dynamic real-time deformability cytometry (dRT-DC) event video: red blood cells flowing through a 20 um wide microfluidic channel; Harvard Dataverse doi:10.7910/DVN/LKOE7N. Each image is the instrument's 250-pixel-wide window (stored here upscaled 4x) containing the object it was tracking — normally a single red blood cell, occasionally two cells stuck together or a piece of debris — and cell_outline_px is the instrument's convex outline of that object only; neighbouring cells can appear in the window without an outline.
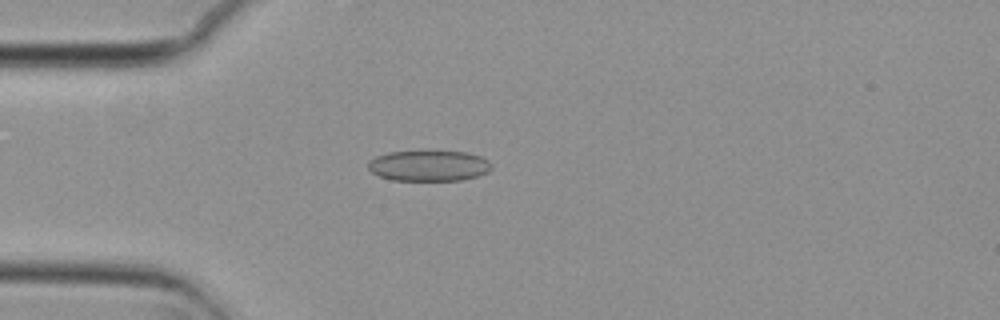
{"species": "common noctule bat (a hibernating species)", "species_latin": "Nyctalus noctula", "temperature_condition": "cold", "stored_images_in_passage": 55, "camera_frame_rate_fps": 3000, "um_per_image_px": 0.085, "animal": {"sex": "female", "body_mass_g": 29.2, "forearm_length_mm": 56.3}, "frame": {"image": 1, "passage_image": 15, "time_ms": 4.667, "image_size_px": [1000, 320], "cell_outline_px": [[492, 168], [488, 172], [476, 176], [460, 180], [392, 180], [380, 176], [372, 172], [368, 168], [368, 160], [376, 156], [388, 152], [464, 152], [480, 156], [488, 160], [492, 164]], "centroid_in_image_um": [36.44, 14.09], "position_along_channel_um": 48.6, "area_um2": 21.85}}
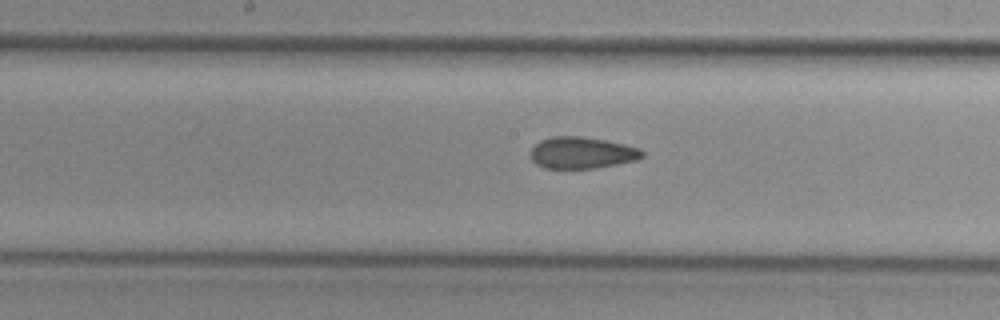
{"frame": {"image": 2, "passage_image": 28, "time_ms": 9.0, "image_size_px": [1000, 320], "cell_outline_px": [[644, 156], [636, 160], [596, 168], [544, 168], [536, 164], [532, 160], [532, 148], [540, 140], [552, 136], [580, 136], [604, 140], [624, 144], [640, 148], [644, 152]], "centroid_in_image_um": [49.47, 12.98], "position_along_channel_um": 198.7, "area_um2": 20.46}}
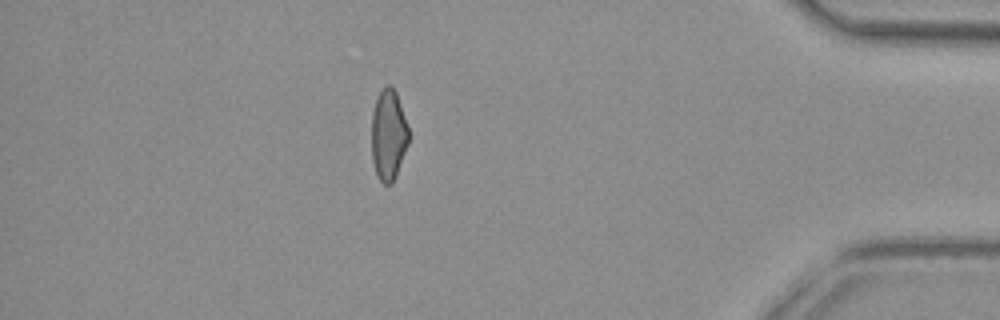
{"frame": {"image": 3, "passage_image": 48, "time_ms": 15.667, "image_size_px": [1000, 320], "cell_outline_px": [[408, 144], [396, 176], [392, 184], [384, 184], [380, 180], [376, 172], [372, 160], [372, 112], [376, 96], [388, 84], [396, 92], [408, 128]], "centroid_in_image_um": [33.01, 11.48], "position_along_channel_um": 402.2, "area_um2": 19.42}, "authors_computed_cell_mechanics": {"area_um2": 21.097, "velocity_mm_per_s": 3.7396, "shape_relaxation_time_tau1_ms": null, "shape_relaxation_time_tau2_ms": 2.2239, "deformation_change_tau1": null, "deformation_change_tau2": 0.0905}}